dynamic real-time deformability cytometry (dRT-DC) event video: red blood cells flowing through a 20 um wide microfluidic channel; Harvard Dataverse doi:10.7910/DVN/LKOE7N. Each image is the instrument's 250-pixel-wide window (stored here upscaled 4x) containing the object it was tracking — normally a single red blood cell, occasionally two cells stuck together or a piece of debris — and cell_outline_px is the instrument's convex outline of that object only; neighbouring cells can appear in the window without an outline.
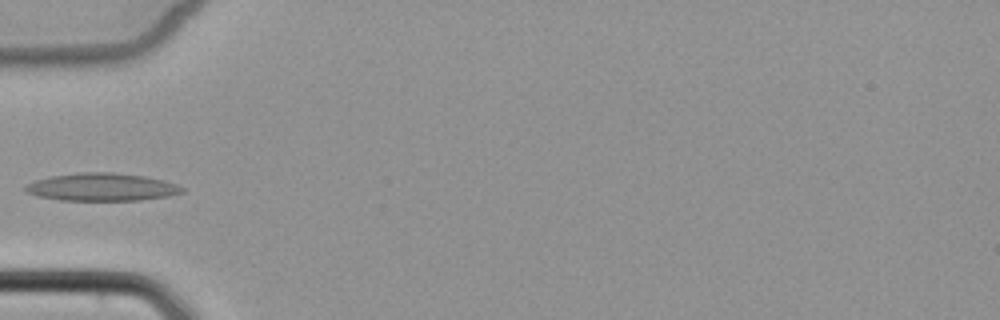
{"species": "common noctule bat (a hibernating species)", "species_latin": "Nyctalus noctula", "temperature_condition": "cold", "stored_images_in_passage": 6, "camera_frame_rate_fps": 3000, "um_per_image_px": 0.085, "animal": {"sex": "female", "body_mass_g": 22.7, "forearm_length_mm": 54.2}, "frame": {"image": 1, "passage_image": 6, "time_ms": 6.0, "image_size_px": [1000, 320], "cell_outline_px": [[184, 192], [168, 196], [140, 200], [60, 200], [40, 196], [28, 192], [24, 188], [28, 184], [36, 180], [52, 176], [80, 172], [112, 172], [144, 176], [164, 180], [176, 184], [184, 188]], "centroid_in_image_um": [8.7, 15.89], "position_along_channel_um": 76.3, "area_um2": 25.09}}